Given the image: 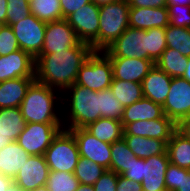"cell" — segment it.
<instances>
[{"label":"cell","mask_w":190,"mask_h":191,"mask_svg":"<svg viewBox=\"0 0 190 191\" xmlns=\"http://www.w3.org/2000/svg\"><path fill=\"white\" fill-rule=\"evenodd\" d=\"M44 157L51 171L74 173L80 154L73 133L61 129L46 149Z\"/></svg>","instance_id":"cell-5"},{"label":"cell","mask_w":190,"mask_h":191,"mask_svg":"<svg viewBox=\"0 0 190 191\" xmlns=\"http://www.w3.org/2000/svg\"><path fill=\"white\" fill-rule=\"evenodd\" d=\"M145 162V159L137 158L136 156L133 158L132 163L128 167L122 176L125 178L134 180L135 182H142V164Z\"/></svg>","instance_id":"cell-42"},{"label":"cell","mask_w":190,"mask_h":191,"mask_svg":"<svg viewBox=\"0 0 190 191\" xmlns=\"http://www.w3.org/2000/svg\"><path fill=\"white\" fill-rule=\"evenodd\" d=\"M30 9L31 14L46 23L62 19L60 0H34Z\"/></svg>","instance_id":"cell-32"},{"label":"cell","mask_w":190,"mask_h":191,"mask_svg":"<svg viewBox=\"0 0 190 191\" xmlns=\"http://www.w3.org/2000/svg\"><path fill=\"white\" fill-rule=\"evenodd\" d=\"M188 64V57L183 56L179 51L166 48L161 57L156 61L157 65L170 77H182Z\"/></svg>","instance_id":"cell-29"},{"label":"cell","mask_w":190,"mask_h":191,"mask_svg":"<svg viewBox=\"0 0 190 191\" xmlns=\"http://www.w3.org/2000/svg\"><path fill=\"white\" fill-rule=\"evenodd\" d=\"M50 169L44 155H30L13 182L23 191H32L47 183Z\"/></svg>","instance_id":"cell-14"},{"label":"cell","mask_w":190,"mask_h":191,"mask_svg":"<svg viewBox=\"0 0 190 191\" xmlns=\"http://www.w3.org/2000/svg\"><path fill=\"white\" fill-rule=\"evenodd\" d=\"M10 26L18 41L19 48L36 58L43 49L46 22L31 14L24 20L15 22Z\"/></svg>","instance_id":"cell-10"},{"label":"cell","mask_w":190,"mask_h":191,"mask_svg":"<svg viewBox=\"0 0 190 191\" xmlns=\"http://www.w3.org/2000/svg\"><path fill=\"white\" fill-rule=\"evenodd\" d=\"M123 139L134 155L142 159L166 153L167 142L169 141L137 135H123Z\"/></svg>","instance_id":"cell-24"},{"label":"cell","mask_w":190,"mask_h":191,"mask_svg":"<svg viewBox=\"0 0 190 191\" xmlns=\"http://www.w3.org/2000/svg\"><path fill=\"white\" fill-rule=\"evenodd\" d=\"M148 56L156 63L167 48L165 28L147 30Z\"/></svg>","instance_id":"cell-37"},{"label":"cell","mask_w":190,"mask_h":191,"mask_svg":"<svg viewBox=\"0 0 190 191\" xmlns=\"http://www.w3.org/2000/svg\"><path fill=\"white\" fill-rule=\"evenodd\" d=\"M168 152L150 156L142 164V190L167 191L165 173L169 165Z\"/></svg>","instance_id":"cell-17"},{"label":"cell","mask_w":190,"mask_h":191,"mask_svg":"<svg viewBox=\"0 0 190 191\" xmlns=\"http://www.w3.org/2000/svg\"><path fill=\"white\" fill-rule=\"evenodd\" d=\"M32 191H50V190L47 188L46 185H44V186L37 187L36 189Z\"/></svg>","instance_id":"cell-55"},{"label":"cell","mask_w":190,"mask_h":191,"mask_svg":"<svg viewBox=\"0 0 190 191\" xmlns=\"http://www.w3.org/2000/svg\"><path fill=\"white\" fill-rule=\"evenodd\" d=\"M80 42L75 30L66 19L48 22L46 23L43 49L40 54L66 51L70 47L77 46Z\"/></svg>","instance_id":"cell-12"},{"label":"cell","mask_w":190,"mask_h":191,"mask_svg":"<svg viewBox=\"0 0 190 191\" xmlns=\"http://www.w3.org/2000/svg\"><path fill=\"white\" fill-rule=\"evenodd\" d=\"M70 130L78 146L81 157H85L95 163L110 170L111 164V144L102 142L88 132L85 128L68 129Z\"/></svg>","instance_id":"cell-13"},{"label":"cell","mask_w":190,"mask_h":191,"mask_svg":"<svg viewBox=\"0 0 190 191\" xmlns=\"http://www.w3.org/2000/svg\"><path fill=\"white\" fill-rule=\"evenodd\" d=\"M46 186L50 191H75L79 181L74 173L50 170Z\"/></svg>","instance_id":"cell-36"},{"label":"cell","mask_w":190,"mask_h":191,"mask_svg":"<svg viewBox=\"0 0 190 191\" xmlns=\"http://www.w3.org/2000/svg\"><path fill=\"white\" fill-rule=\"evenodd\" d=\"M7 0H0V25L6 24Z\"/></svg>","instance_id":"cell-47"},{"label":"cell","mask_w":190,"mask_h":191,"mask_svg":"<svg viewBox=\"0 0 190 191\" xmlns=\"http://www.w3.org/2000/svg\"><path fill=\"white\" fill-rule=\"evenodd\" d=\"M85 129L97 139L108 144L122 139L124 133L121 121L102 117Z\"/></svg>","instance_id":"cell-25"},{"label":"cell","mask_w":190,"mask_h":191,"mask_svg":"<svg viewBox=\"0 0 190 191\" xmlns=\"http://www.w3.org/2000/svg\"><path fill=\"white\" fill-rule=\"evenodd\" d=\"M64 93L69 97L67 95L62 96V103L68 105L69 108L66 109L67 116L64 117V114L62 116V119L67 118V120H62L63 128H85L101 118L100 91H92L81 85L73 84L66 88Z\"/></svg>","instance_id":"cell-3"},{"label":"cell","mask_w":190,"mask_h":191,"mask_svg":"<svg viewBox=\"0 0 190 191\" xmlns=\"http://www.w3.org/2000/svg\"><path fill=\"white\" fill-rule=\"evenodd\" d=\"M6 191H23L16 183H12Z\"/></svg>","instance_id":"cell-54"},{"label":"cell","mask_w":190,"mask_h":191,"mask_svg":"<svg viewBox=\"0 0 190 191\" xmlns=\"http://www.w3.org/2000/svg\"><path fill=\"white\" fill-rule=\"evenodd\" d=\"M118 174L114 171L106 170L100 178L93 184L95 191H116Z\"/></svg>","instance_id":"cell-41"},{"label":"cell","mask_w":190,"mask_h":191,"mask_svg":"<svg viewBox=\"0 0 190 191\" xmlns=\"http://www.w3.org/2000/svg\"><path fill=\"white\" fill-rule=\"evenodd\" d=\"M25 125L26 121L24 120L19 107L0 109L1 136H8L15 142L25 128Z\"/></svg>","instance_id":"cell-26"},{"label":"cell","mask_w":190,"mask_h":191,"mask_svg":"<svg viewBox=\"0 0 190 191\" xmlns=\"http://www.w3.org/2000/svg\"><path fill=\"white\" fill-rule=\"evenodd\" d=\"M177 131L187 140H190V116L177 124Z\"/></svg>","instance_id":"cell-46"},{"label":"cell","mask_w":190,"mask_h":191,"mask_svg":"<svg viewBox=\"0 0 190 191\" xmlns=\"http://www.w3.org/2000/svg\"><path fill=\"white\" fill-rule=\"evenodd\" d=\"M112 80L110 58L103 51H93L79 69L75 84L98 92L110 88Z\"/></svg>","instance_id":"cell-6"},{"label":"cell","mask_w":190,"mask_h":191,"mask_svg":"<svg viewBox=\"0 0 190 191\" xmlns=\"http://www.w3.org/2000/svg\"><path fill=\"white\" fill-rule=\"evenodd\" d=\"M130 8H159L167 7V0H127Z\"/></svg>","instance_id":"cell-45"},{"label":"cell","mask_w":190,"mask_h":191,"mask_svg":"<svg viewBox=\"0 0 190 191\" xmlns=\"http://www.w3.org/2000/svg\"><path fill=\"white\" fill-rule=\"evenodd\" d=\"M109 58H140L152 60L148 56L147 30L128 27L106 50Z\"/></svg>","instance_id":"cell-9"},{"label":"cell","mask_w":190,"mask_h":191,"mask_svg":"<svg viewBox=\"0 0 190 191\" xmlns=\"http://www.w3.org/2000/svg\"><path fill=\"white\" fill-rule=\"evenodd\" d=\"M113 79L142 83L150 69L155 65L153 60L140 58H110Z\"/></svg>","instance_id":"cell-18"},{"label":"cell","mask_w":190,"mask_h":191,"mask_svg":"<svg viewBox=\"0 0 190 191\" xmlns=\"http://www.w3.org/2000/svg\"><path fill=\"white\" fill-rule=\"evenodd\" d=\"M106 170L94 161L80 156L74 176L78 179L79 184L93 185Z\"/></svg>","instance_id":"cell-33"},{"label":"cell","mask_w":190,"mask_h":191,"mask_svg":"<svg viewBox=\"0 0 190 191\" xmlns=\"http://www.w3.org/2000/svg\"><path fill=\"white\" fill-rule=\"evenodd\" d=\"M110 89L123 107H127L144 97L142 84L137 82L113 79Z\"/></svg>","instance_id":"cell-28"},{"label":"cell","mask_w":190,"mask_h":191,"mask_svg":"<svg viewBox=\"0 0 190 191\" xmlns=\"http://www.w3.org/2000/svg\"><path fill=\"white\" fill-rule=\"evenodd\" d=\"M116 1H119V0H91V2H93L94 4H96L98 6L116 2Z\"/></svg>","instance_id":"cell-53"},{"label":"cell","mask_w":190,"mask_h":191,"mask_svg":"<svg viewBox=\"0 0 190 191\" xmlns=\"http://www.w3.org/2000/svg\"><path fill=\"white\" fill-rule=\"evenodd\" d=\"M34 0H26V2L30 5Z\"/></svg>","instance_id":"cell-56"},{"label":"cell","mask_w":190,"mask_h":191,"mask_svg":"<svg viewBox=\"0 0 190 191\" xmlns=\"http://www.w3.org/2000/svg\"><path fill=\"white\" fill-rule=\"evenodd\" d=\"M182 78L186 79L190 83V57L188 58V64Z\"/></svg>","instance_id":"cell-52"},{"label":"cell","mask_w":190,"mask_h":191,"mask_svg":"<svg viewBox=\"0 0 190 191\" xmlns=\"http://www.w3.org/2000/svg\"><path fill=\"white\" fill-rule=\"evenodd\" d=\"M169 25L167 7L159 8H129V27L149 30L151 28H166Z\"/></svg>","instance_id":"cell-19"},{"label":"cell","mask_w":190,"mask_h":191,"mask_svg":"<svg viewBox=\"0 0 190 191\" xmlns=\"http://www.w3.org/2000/svg\"><path fill=\"white\" fill-rule=\"evenodd\" d=\"M29 154L17 141L0 149V173L14 180Z\"/></svg>","instance_id":"cell-23"},{"label":"cell","mask_w":190,"mask_h":191,"mask_svg":"<svg viewBox=\"0 0 190 191\" xmlns=\"http://www.w3.org/2000/svg\"><path fill=\"white\" fill-rule=\"evenodd\" d=\"M75 191H95L93 185L79 184Z\"/></svg>","instance_id":"cell-51"},{"label":"cell","mask_w":190,"mask_h":191,"mask_svg":"<svg viewBox=\"0 0 190 191\" xmlns=\"http://www.w3.org/2000/svg\"><path fill=\"white\" fill-rule=\"evenodd\" d=\"M6 25L24 20L31 15L30 5L26 0H7Z\"/></svg>","instance_id":"cell-38"},{"label":"cell","mask_w":190,"mask_h":191,"mask_svg":"<svg viewBox=\"0 0 190 191\" xmlns=\"http://www.w3.org/2000/svg\"><path fill=\"white\" fill-rule=\"evenodd\" d=\"M134 153L129 149L122 138L111 144V164L110 170L118 175H122L133 161Z\"/></svg>","instance_id":"cell-30"},{"label":"cell","mask_w":190,"mask_h":191,"mask_svg":"<svg viewBox=\"0 0 190 191\" xmlns=\"http://www.w3.org/2000/svg\"><path fill=\"white\" fill-rule=\"evenodd\" d=\"M63 123H26L17 142L29 155H44Z\"/></svg>","instance_id":"cell-7"},{"label":"cell","mask_w":190,"mask_h":191,"mask_svg":"<svg viewBox=\"0 0 190 191\" xmlns=\"http://www.w3.org/2000/svg\"><path fill=\"white\" fill-rule=\"evenodd\" d=\"M167 152L170 163L190 170V140H187L177 130L167 142Z\"/></svg>","instance_id":"cell-27"},{"label":"cell","mask_w":190,"mask_h":191,"mask_svg":"<svg viewBox=\"0 0 190 191\" xmlns=\"http://www.w3.org/2000/svg\"><path fill=\"white\" fill-rule=\"evenodd\" d=\"M58 92L61 93L35 80L19 107L26 123H63L62 115L56 108L59 106L57 101H62V96Z\"/></svg>","instance_id":"cell-2"},{"label":"cell","mask_w":190,"mask_h":191,"mask_svg":"<svg viewBox=\"0 0 190 191\" xmlns=\"http://www.w3.org/2000/svg\"><path fill=\"white\" fill-rule=\"evenodd\" d=\"M167 5L190 6V0H167Z\"/></svg>","instance_id":"cell-49"},{"label":"cell","mask_w":190,"mask_h":191,"mask_svg":"<svg viewBox=\"0 0 190 191\" xmlns=\"http://www.w3.org/2000/svg\"><path fill=\"white\" fill-rule=\"evenodd\" d=\"M18 41L10 25H0V55L6 56L19 50Z\"/></svg>","instance_id":"cell-40"},{"label":"cell","mask_w":190,"mask_h":191,"mask_svg":"<svg viewBox=\"0 0 190 191\" xmlns=\"http://www.w3.org/2000/svg\"><path fill=\"white\" fill-rule=\"evenodd\" d=\"M35 77H19L0 82V109L20 107Z\"/></svg>","instance_id":"cell-21"},{"label":"cell","mask_w":190,"mask_h":191,"mask_svg":"<svg viewBox=\"0 0 190 191\" xmlns=\"http://www.w3.org/2000/svg\"><path fill=\"white\" fill-rule=\"evenodd\" d=\"M171 80L172 77L154 65L141 83L144 97L163 106L170 91Z\"/></svg>","instance_id":"cell-20"},{"label":"cell","mask_w":190,"mask_h":191,"mask_svg":"<svg viewBox=\"0 0 190 191\" xmlns=\"http://www.w3.org/2000/svg\"><path fill=\"white\" fill-rule=\"evenodd\" d=\"M13 141L11 140L10 137H5V136H1L0 135V149H2L3 147H5L6 145H9L10 143H12Z\"/></svg>","instance_id":"cell-50"},{"label":"cell","mask_w":190,"mask_h":191,"mask_svg":"<svg viewBox=\"0 0 190 191\" xmlns=\"http://www.w3.org/2000/svg\"><path fill=\"white\" fill-rule=\"evenodd\" d=\"M116 191H143L142 184L118 175Z\"/></svg>","instance_id":"cell-44"},{"label":"cell","mask_w":190,"mask_h":191,"mask_svg":"<svg viewBox=\"0 0 190 191\" xmlns=\"http://www.w3.org/2000/svg\"><path fill=\"white\" fill-rule=\"evenodd\" d=\"M167 48L179 51L183 56L190 57V28L168 25L165 28Z\"/></svg>","instance_id":"cell-31"},{"label":"cell","mask_w":190,"mask_h":191,"mask_svg":"<svg viewBox=\"0 0 190 191\" xmlns=\"http://www.w3.org/2000/svg\"><path fill=\"white\" fill-rule=\"evenodd\" d=\"M92 52L91 45L80 42L66 51L39 54L35 58V80L63 92L75 84L79 69Z\"/></svg>","instance_id":"cell-1"},{"label":"cell","mask_w":190,"mask_h":191,"mask_svg":"<svg viewBox=\"0 0 190 191\" xmlns=\"http://www.w3.org/2000/svg\"><path fill=\"white\" fill-rule=\"evenodd\" d=\"M123 135H137L158 140H170L177 125L167 116L152 120H139L123 127Z\"/></svg>","instance_id":"cell-16"},{"label":"cell","mask_w":190,"mask_h":191,"mask_svg":"<svg viewBox=\"0 0 190 191\" xmlns=\"http://www.w3.org/2000/svg\"><path fill=\"white\" fill-rule=\"evenodd\" d=\"M165 184L167 191H190V170L169 163Z\"/></svg>","instance_id":"cell-34"},{"label":"cell","mask_w":190,"mask_h":191,"mask_svg":"<svg viewBox=\"0 0 190 191\" xmlns=\"http://www.w3.org/2000/svg\"><path fill=\"white\" fill-rule=\"evenodd\" d=\"M81 42L99 51V6L93 2L84 5L66 18Z\"/></svg>","instance_id":"cell-8"},{"label":"cell","mask_w":190,"mask_h":191,"mask_svg":"<svg viewBox=\"0 0 190 191\" xmlns=\"http://www.w3.org/2000/svg\"><path fill=\"white\" fill-rule=\"evenodd\" d=\"M124 107L117 101L110 88L100 91V115L102 118H110L121 121Z\"/></svg>","instance_id":"cell-35"},{"label":"cell","mask_w":190,"mask_h":191,"mask_svg":"<svg viewBox=\"0 0 190 191\" xmlns=\"http://www.w3.org/2000/svg\"><path fill=\"white\" fill-rule=\"evenodd\" d=\"M35 58L26 51L16 50L0 55V82L19 77H35Z\"/></svg>","instance_id":"cell-15"},{"label":"cell","mask_w":190,"mask_h":191,"mask_svg":"<svg viewBox=\"0 0 190 191\" xmlns=\"http://www.w3.org/2000/svg\"><path fill=\"white\" fill-rule=\"evenodd\" d=\"M13 183V180L0 173V191H6Z\"/></svg>","instance_id":"cell-48"},{"label":"cell","mask_w":190,"mask_h":191,"mask_svg":"<svg viewBox=\"0 0 190 191\" xmlns=\"http://www.w3.org/2000/svg\"><path fill=\"white\" fill-rule=\"evenodd\" d=\"M91 0H60L62 9V19H66L72 13H75L84 5L90 3Z\"/></svg>","instance_id":"cell-43"},{"label":"cell","mask_w":190,"mask_h":191,"mask_svg":"<svg viewBox=\"0 0 190 191\" xmlns=\"http://www.w3.org/2000/svg\"><path fill=\"white\" fill-rule=\"evenodd\" d=\"M167 9L170 25L190 28V6L167 5Z\"/></svg>","instance_id":"cell-39"},{"label":"cell","mask_w":190,"mask_h":191,"mask_svg":"<svg viewBox=\"0 0 190 191\" xmlns=\"http://www.w3.org/2000/svg\"><path fill=\"white\" fill-rule=\"evenodd\" d=\"M164 116L162 105L143 97L139 101L124 107L121 123L124 127L126 124L135 121L158 119Z\"/></svg>","instance_id":"cell-22"},{"label":"cell","mask_w":190,"mask_h":191,"mask_svg":"<svg viewBox=\"0 0 190 191\" xmlns=\"http://www.w3.org/2000/svg\"><path fill=\"white\" fill-rule=\"evenodd\" d=\"M164 115L176 125L190 116V83L182 77L171 80L170 91L164 103Z\"/></svg>","instance_id":"cell-11"},{"label":"cell","mask_w":190,"mask_h":191,"mask_svg":"<svg viewBox=\"0 0 190 191\" xmlns=\"http://www.w3.org/2000/svg\"><path fill=\"white\" fill-rule=\"evenodd\" d=\"M127 0L99 6V51L106 50L129 27Z\"/></svg>","instance_id":"cell-4"}]
</instances>
